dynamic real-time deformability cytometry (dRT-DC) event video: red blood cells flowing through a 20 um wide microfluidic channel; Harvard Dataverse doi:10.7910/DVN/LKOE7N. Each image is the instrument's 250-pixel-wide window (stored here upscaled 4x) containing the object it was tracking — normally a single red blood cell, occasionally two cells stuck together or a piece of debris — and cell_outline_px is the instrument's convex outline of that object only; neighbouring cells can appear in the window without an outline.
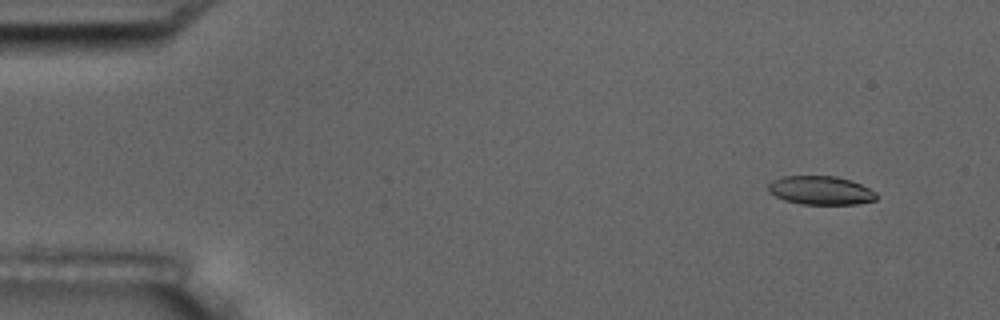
{"species": "common noctule bat (a hibernating species)", "species_latin": "Nyctalus noctula", "temperature_condition": "room temperature", "stored_images_in_passage": 5, "camera_frame_rate_fps": 3000, "um_per_image_px": 0.085, "animal": {"sex": "male", "body_mass_g": 17.5, "forearm_length_mm": 52.3}, "frame": {"image": 1, "passage_image": 2, "time_ms": 1.0, "image_size_px": [1000, 320], "cell_outline_px": [[880, 196], [876, 200], [856, 204], [800, 204], [784, 200], [768, 192], [768, 184], [772, 180], [784, 176], [836, 176], [852, 180], [876, 192]], "centroid_in_image_um": [69.77, 16.18], "position_along_channel_um": 15.2, "area_um2": 18.21}}
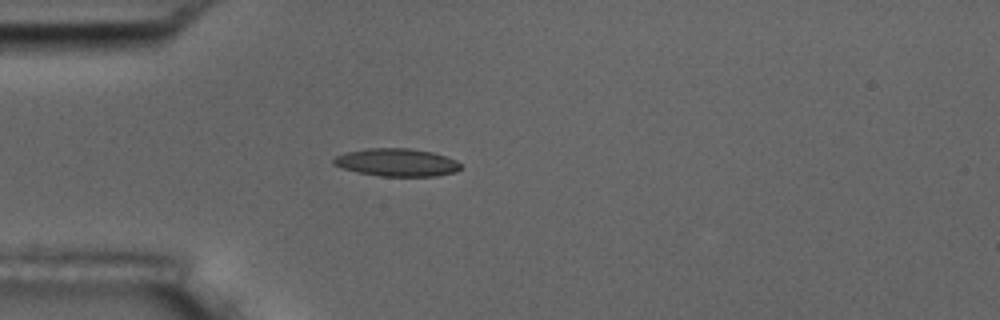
{"frame": {"image": 2, "passage_image": 5, "time_ms": 4.667, "image_size_px": [1000, 320], "cell_outline_px": [[460, 168], [456, 172], [436, 176], [380, 176], [356, 172], [332, 164], [332, 160], [336, 156], [344, 152], [364, 148], [412, 148], [432, 152], [456, 160], [460, 164]], "centroid_in_image_um": [33.69, 13.8], "position_along_channel_um": 51.3, "area_um2": 20.69}}